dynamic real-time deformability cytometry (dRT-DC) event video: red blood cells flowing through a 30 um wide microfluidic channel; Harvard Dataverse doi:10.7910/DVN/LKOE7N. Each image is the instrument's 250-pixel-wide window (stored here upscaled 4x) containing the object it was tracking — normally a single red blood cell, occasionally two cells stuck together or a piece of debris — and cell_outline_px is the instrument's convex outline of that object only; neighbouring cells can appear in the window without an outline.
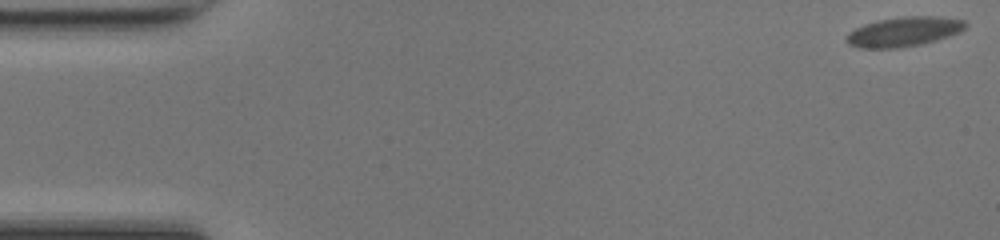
{"species": "common noctule bat (a hibernating species)", "species_latin": "Nyctalus noctula", "temperature_condition": "room temperature", "stored_images_in_passage": 53, "camera_frame_rate_fps": 3000, "um_per_image_px": 0.085, "animal": {"sex": "female", "body_mass_g": 17.0, "forearm_length_mm": 48.0}, "frame": {"image": 1, "passage_image": 1, "time_ms": 0.0, "image_size_px": [1000, 240], "cell_outline_px": [[968, 24], [960, 32], [936, 40], [920, 44], [896, 48], [860, 48], [848, 44], [848, 36], [856, 28], [880, 20], [908, 16], [928, 16], [964, 20]], "centroid_in_image_um": [76.87, 2.7], "position_along_channel_um": 8.1, "area_um2": 19.88}}
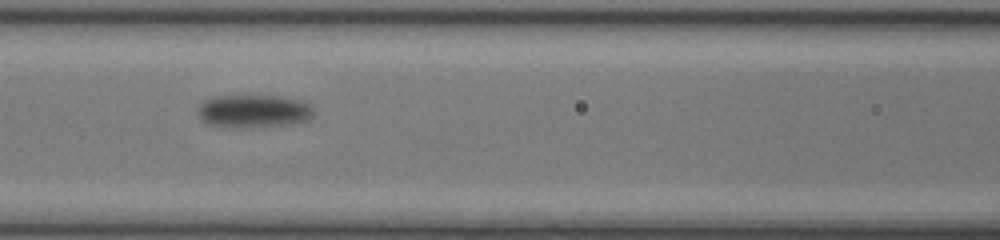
{"frame": {"image": 2, "passage_image": 23, "time_ms": 7.333, "image_size_px": [1000, 240], "cell_outline_px": [[312, 116], [308, 120], [288, 124], [208, 124], [200, 116], [200, 104], [204, 100], [216, 96], [276, 96], [296, 100], [308, 104], [312, 108]], "centroid_in_image_um": [21.59, 9.38], "position_along_channel_um": 145.0, "area_um2": 20.52}}
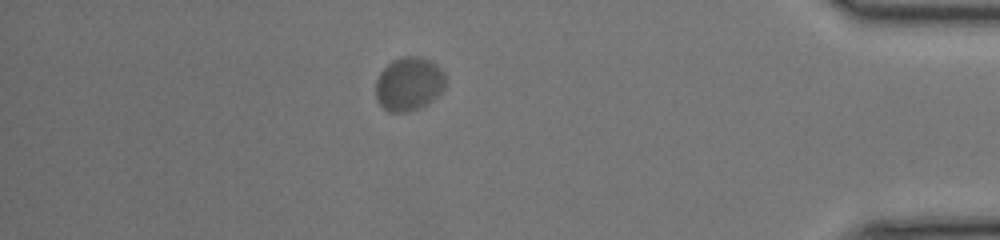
{"frame": {"image": 3, "passage_image": 46, "time_ms": 15.0, "image_size_px": [1000, 240], "cell_outline_px": [[444, 88], [428, 104], [408, 112], [388, 112], [376, 100], [376, 80], [380, 72], [392, 60], [400, 56], [420, 56], [432, 60], [444, 72]], "centroid_in_image_um": [34.74, 7.12], "position_along_channel_um": 400.5, "area_um2": 21.96}}